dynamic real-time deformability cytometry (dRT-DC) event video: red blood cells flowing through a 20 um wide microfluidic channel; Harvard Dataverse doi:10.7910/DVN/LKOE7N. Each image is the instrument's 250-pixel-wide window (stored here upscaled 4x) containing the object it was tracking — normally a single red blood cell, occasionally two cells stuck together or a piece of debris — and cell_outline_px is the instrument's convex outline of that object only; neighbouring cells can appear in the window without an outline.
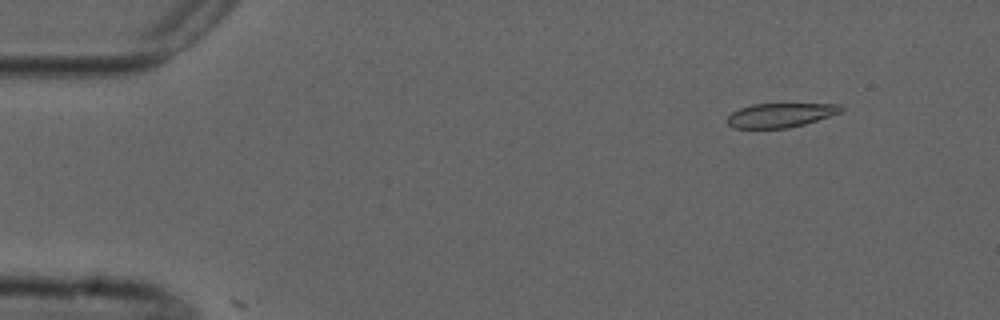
{"species": "common noctule bat (a hibernating species)", "species_latin": "Nyctalus noctula", "temperature_condition": "cold", "stored_images_in_passage": 7, "camera_frame_rate_fps": 3000, "um_per_image_px": 0.085, "animal": {"sex": "male", "forearm_length_mm": 52.5}, "frame": {"image": 1, "passage_image": 6, "time_ms": 1.667, "image_size_px": [1000, 320], "cell_outline_px": [[844, 108], [840, 112], [804, 124], [788, 128], [732, 128], [728, 124], [728, 116], [732, 112], [740, 108], [752, 104], [840, 104]], "centroid_in_image_um": [66.3, 9.79], "position_along_channel_um": 18.7, "area_um2": 15.84}}